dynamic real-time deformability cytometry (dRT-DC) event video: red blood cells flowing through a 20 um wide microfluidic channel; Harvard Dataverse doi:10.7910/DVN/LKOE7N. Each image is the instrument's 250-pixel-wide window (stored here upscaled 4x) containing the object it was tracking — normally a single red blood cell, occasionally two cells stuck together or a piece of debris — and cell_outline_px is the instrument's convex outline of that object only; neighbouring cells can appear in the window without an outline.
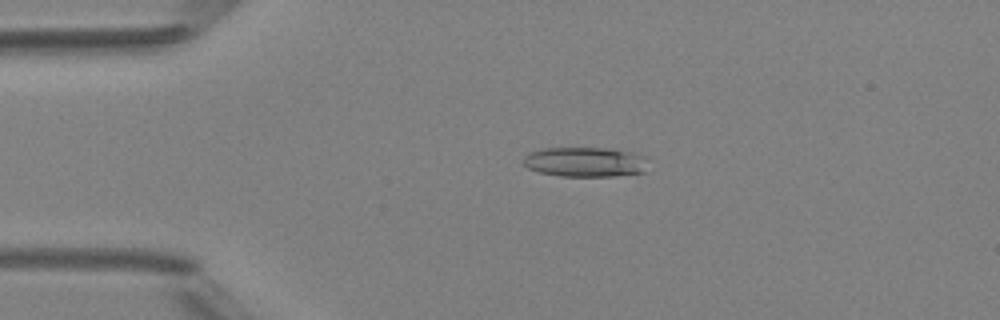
{"species": "Egyptian fruit bat (a non-hibernating species)", "species_latin": "Rousettus aegyptiacus", "temperature_condition": "room temperature", "stored_images_in_passage": 49, "camera_frame_rate_fps": 3000, "um_per_image_px": 0.085, "animal": {"sex": "female"}, "frame": {"image": 1, "passage_image": 11, "time_ms": 3.333, "image_size_px": [1000, 320], "cell_outline_px": [[648, 156], [644, 172], [612, 176], [560, 176], [540, 172], [528, 168], [524, 164], [524, 156], [528, 152], [540, 148], [604, 148], [636, 152]], "centroid_in_image_um": [49.75, 13.75], "position_along_channel_um": 35.2, "area_um2": 21.85}}
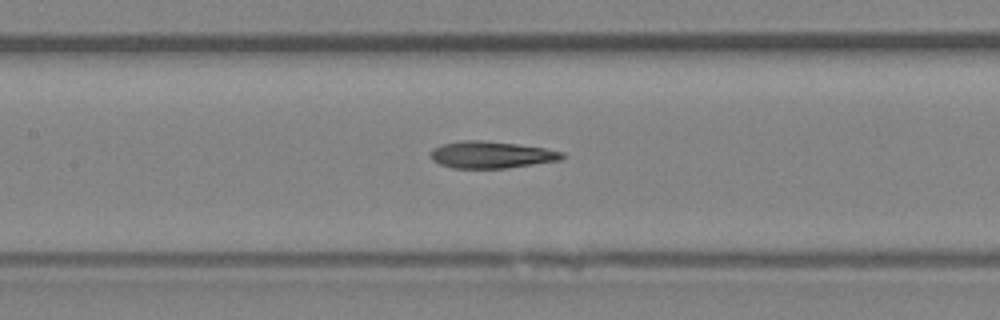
{"frame": {"image": 2, "passage_image": 23, "time_ms": 7.333, "image_size_px": [1000, 320], "cell_outline_px": [[564, 156], [560, 160], [504, 168], [452, 168], [440, 164], [432, 160], [432, 148], [444, 144], [460, 140], [480, 140], [516, 144], [544, 148], [564, 152]], "centroid_in_image_um": [41.74, 13.15], "position_along_channel_um": 165.7, "area_um2": 20.35}}
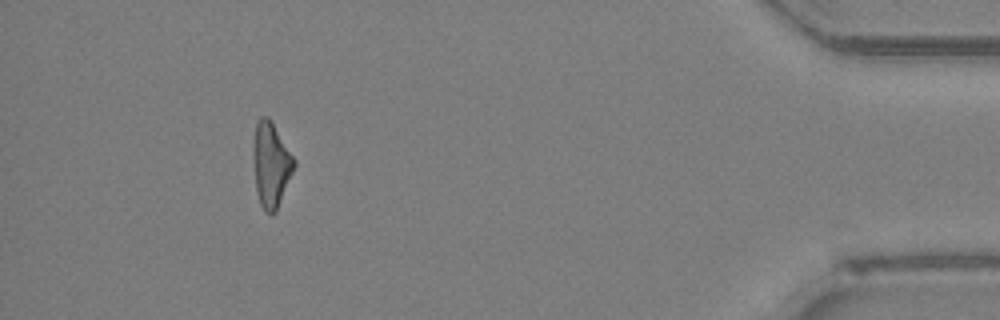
{"frame": {"image": 3, "passage_image": 45, "time_ms": 14.667, "image_size_px": [1000, 320], "cell_outline_px": [[296, 164], [276, 212], [264, 212], [260, 204], [256, 192], [252, 148], [252, 144], [256, 120], [260, 116], [268, 116], [296, 160]], "centroid_in_image_um": [23.01, 13.96], "position_along_channel_um": 412.2, "area_um2": 20.35}, "authors_computed_cell_mechanics": {"area_um2": 20.8658, "velocity_mm_per_s": 4.217, "shape_relaxation_time_tau1_ms": null, "shape_relaxation_time_tau2_ms": 3.6295, "deformation_change_tau1": null, "deformation_change_tau2": 0.14}}